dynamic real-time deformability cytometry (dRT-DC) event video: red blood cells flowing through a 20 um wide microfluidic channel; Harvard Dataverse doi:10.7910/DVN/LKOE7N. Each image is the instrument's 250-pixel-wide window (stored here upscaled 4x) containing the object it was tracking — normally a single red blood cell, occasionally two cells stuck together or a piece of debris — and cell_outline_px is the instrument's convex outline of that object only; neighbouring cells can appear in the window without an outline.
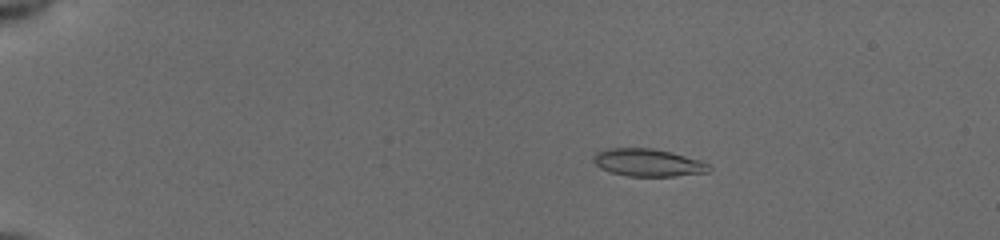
{"species": "common noctule bat (a hibernating species)", "species_latin": "Nyctalus noctula", "temperature_condition": "cold", "stored_images_in_passage": 54, "camera_frame_rate_fps": 3000, "um_per_image_px": 0.085, "animal": {"sex": "female", "body_mass_g": 19.5, "forearm_length_mm": 54.1}, "frame": {"image": 1, "passage_image": 11, "time_ms": 3.333, "image_size_px": [1000, 240], "cell_outline_px": [[712, 168], [708, 172], [672, 176], [628, 176], [612, 172], [600, 168], [592, 160], [592, 156], [596, 152], [604, 148], [652, 148], [672, 152], [700, 160], [708, 164]], "centroid_in_image_um": [55.05, 13.81], "position_along_channel_um": 29.9, "area_um2": 18.61}}
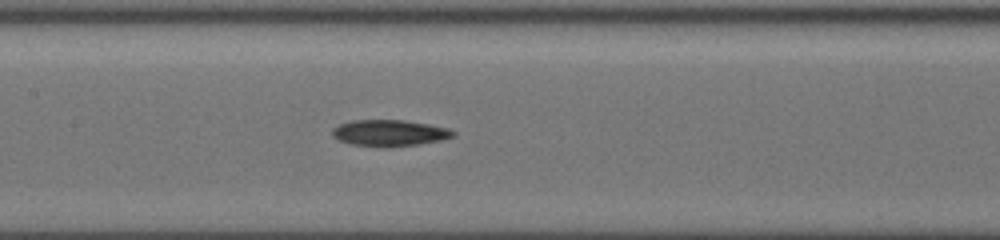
{"frame": {"image": 2, "passage_image": 29, "time_ms": 9.333, "image_size_px": [1000, 240], "cell_outline_px": [[456, 136], [440, 140], [420, 144], [388, 148], [380, 148], [352, 144], [340, 140], [332, 136], [332, 128], [340, 124], [352, 120], [404, 120], [428, 124], [448, 128], [456, 132]], "centroid_in_image_um": [33.11, 11.31], "position_along_channel_um": 174.3, "area_um2": 18.79}}
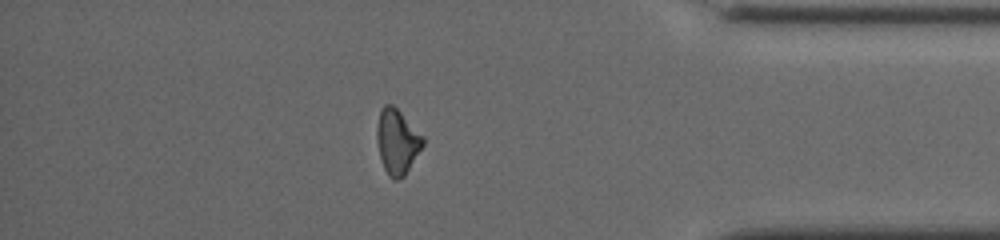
{"frame": {"image": 3, "passage_image": 48, "time_ms": 15.667, "image_size_px": [1000, 240], "cell_outline_px": [[424, 144], [404, 176], [396, 180], [392, 180], [388, 176], [384, 168], [380, 156], [376, 136], [376, 128], [380, 108], [384, 104], [392, 104], [424, 136]], "centroid_in_image_um": [33.74, 12.03], "position_along_channel_um": 401.5, "area_um2": 17.4}}